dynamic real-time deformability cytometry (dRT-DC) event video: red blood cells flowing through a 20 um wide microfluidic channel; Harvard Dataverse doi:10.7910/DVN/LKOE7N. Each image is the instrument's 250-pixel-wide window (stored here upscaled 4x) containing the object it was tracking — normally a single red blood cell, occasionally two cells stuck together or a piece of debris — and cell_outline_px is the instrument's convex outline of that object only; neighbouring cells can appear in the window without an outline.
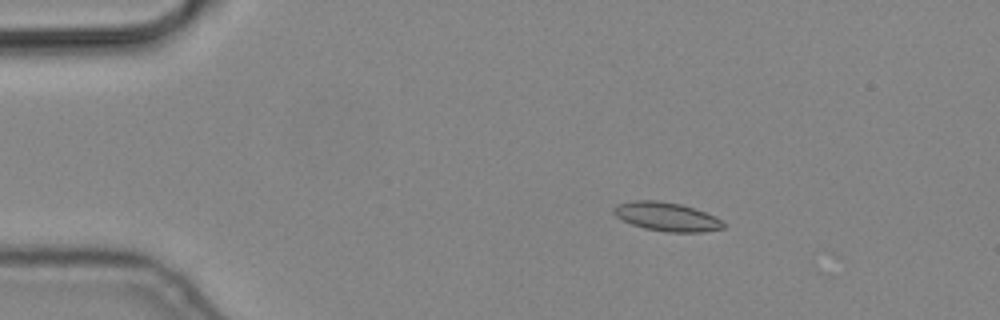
{"species": "common noctule bat (a hibernating species)", "species_latin": "Nyctalus noctula", "temperature_condition": "cold", "stored_images_in_passage": 5, "camera_frame_rate_fps": 3000, "um_per_image_px": 0.085, "animal": {"sex": "male", "body_mass_g": 19.2, "forearm_length_mm": 51.8}, "frame": {"image": 1, "passage_image": 3, "time_ms": 0.667, "image_size_px": [1000, 320], "cell_outline_px": [[724, 228], [704, 232], [668, 232], [644, 228], [632, 224], [616, 216], [612, 212], [612, 208], [616, 204], [632, 200], [656, 200], [680, 204], [704, 212], [720, 220], [724, 224]], "centroid_in_image_um": [56.61, 18.41], "position_along_channel_um": 28.4, "area_um2": 18.21}}